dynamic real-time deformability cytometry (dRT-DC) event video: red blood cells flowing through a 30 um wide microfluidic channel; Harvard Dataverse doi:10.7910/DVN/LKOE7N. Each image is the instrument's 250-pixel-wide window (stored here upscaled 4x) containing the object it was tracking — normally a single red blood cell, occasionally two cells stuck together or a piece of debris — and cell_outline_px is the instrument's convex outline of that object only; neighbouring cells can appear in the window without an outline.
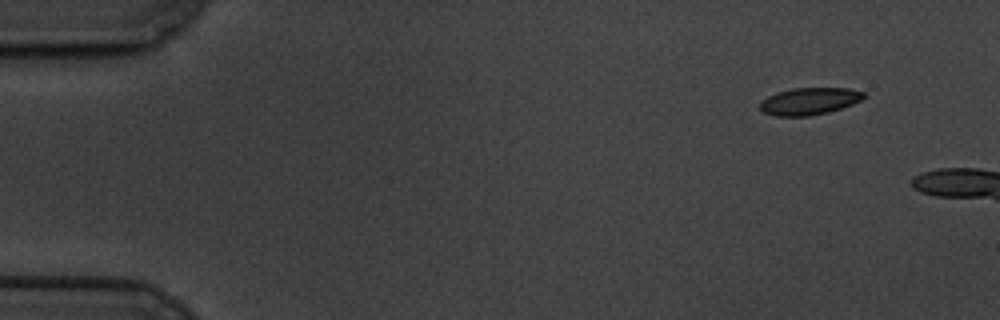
{"species": "common noctule bat (a hibernating species)", "species_latin": "Nyctalus noctula", "temperature_condition": "cold", "stored_images_in_passage": 4, "camera_frame_rate_fps": 3000, "um_per_image_px": 0.085, "animal": {"sex": "male", "body_mass_g": 19.5, "forearm_length_mm": 54.6}, "frame": {"image": 1, "passage_image": 1, "time_ms": 0.0, "image_size_px": [1000, 320], "cell_outline_px": [[864, 96], [860, 100], [852, 104], [828, 112], [808, 116], [776, 116], [764, 112], [760, 108], [760, 100], [776, 92], [792, 88], [848, 88], [864, 92]], "centroid_in_image_um": [68.75, 8.59], "position_along_channel_um": 16.2, "area_um2": 16.3}}